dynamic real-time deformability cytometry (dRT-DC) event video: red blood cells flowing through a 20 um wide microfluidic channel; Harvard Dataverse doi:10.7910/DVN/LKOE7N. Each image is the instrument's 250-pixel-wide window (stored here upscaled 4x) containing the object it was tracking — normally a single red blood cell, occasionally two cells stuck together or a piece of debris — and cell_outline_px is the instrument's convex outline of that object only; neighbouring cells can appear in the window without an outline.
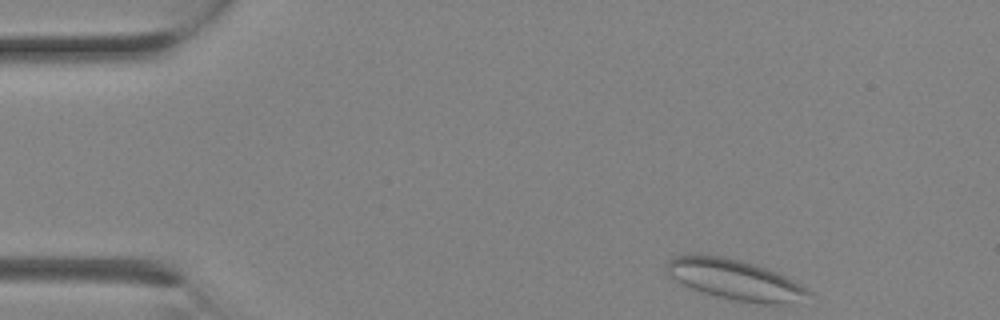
{"species": "Egyptian fruit bat (a non-hibernating species)", "species_latin": "Rousettus aegyptiacus", "temperature_condition": "room temperature", "stored_images_in_passage": 4, "camera_frame_rate_fps": 3000, "um_per_image_px": 0.085, "animal": {"sex": "female"}, "frame": {"image": 1, "passage_image": 4, "time_ms": 1.0, "image_size_px": [1000, 320], "cell_outline_px": [[816, 296], [780, 304], [760, 304], [736, 300], [716, 296], [692, 288], [668, 276], [664, 272], [664, 268], [668, 260], [676, 256], [692, 252], [700, 252], [724, 256], [756, 264], [768, 268], [808, 288]], "centroid_in_image_um": [62.43, 23.73], "position_along_channel_um": 22.6, "area_um2": 33.93}}